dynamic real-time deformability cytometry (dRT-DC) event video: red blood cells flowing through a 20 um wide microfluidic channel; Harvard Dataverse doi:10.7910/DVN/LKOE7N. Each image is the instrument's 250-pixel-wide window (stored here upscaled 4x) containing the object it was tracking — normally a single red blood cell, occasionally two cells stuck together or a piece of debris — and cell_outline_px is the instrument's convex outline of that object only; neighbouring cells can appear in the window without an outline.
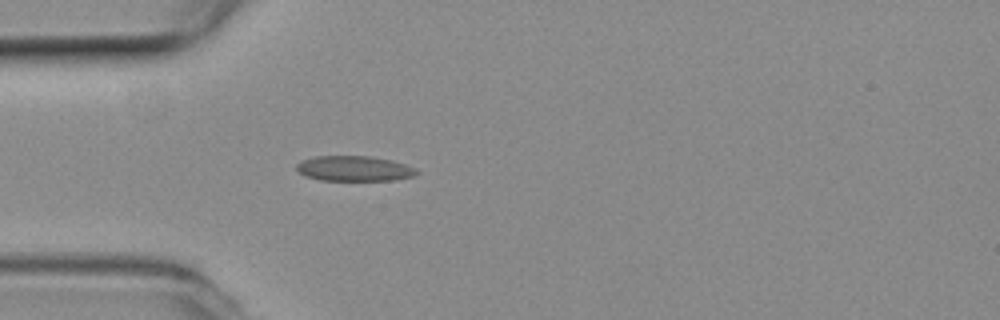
{"species": "common noctule bat (a hibernating species)", "species_latin": "Nyctalus noctula", "temperature_condition": "room temperature", "stored_images_in_passage": 39, "camera_frame_rate_fps": 3000, "um_per_image_px": 0.085, "animal": {"sex": "female", "body_mass_g": 19.3, "forearm_length_mm": 54.1}, "frame": {"image": 1, "passage_image": 1, "time_ms": 0.0, "image_size_px": [1000, 320], "cell_outline_px": [[420, 172], [412, 176], [392, 180], [320, 180], [304, 176], [296, 168], [296, 164], [300, 160], [316, 156], [368, 156], [392, 160], [416, 168]], "centroid_in_image_um": [30.08, 14.32], "position_along_channel_um": 54.9, "area_um2": 17.63}}
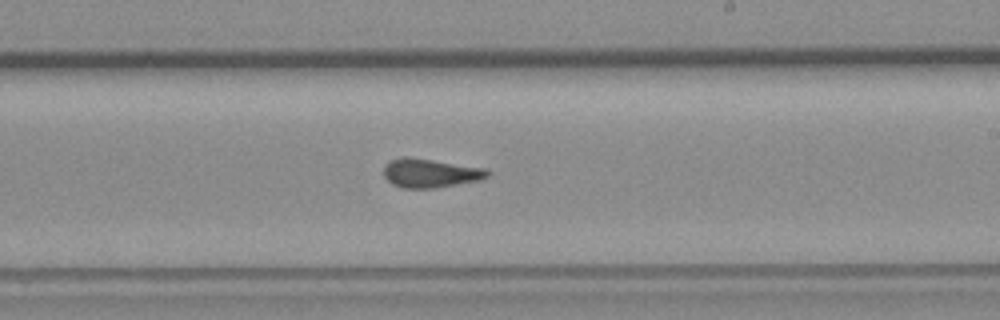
{"frame": {"image": 2, "passage_image": 17, "time_ms": 5.333, "image_size_px": [1000, 320], "cell_outline_px": [[492, 172], [488, 176], [480, 180], [432, 188], [400, 188], [392, 184], [384, 176], [384, 168], [392, 160], [404, 156], [488, 168]], "centroid_in_image_um": [36.61, 14.72], "position_along_channel_um": 252.4, "area_um2": 17.34}}
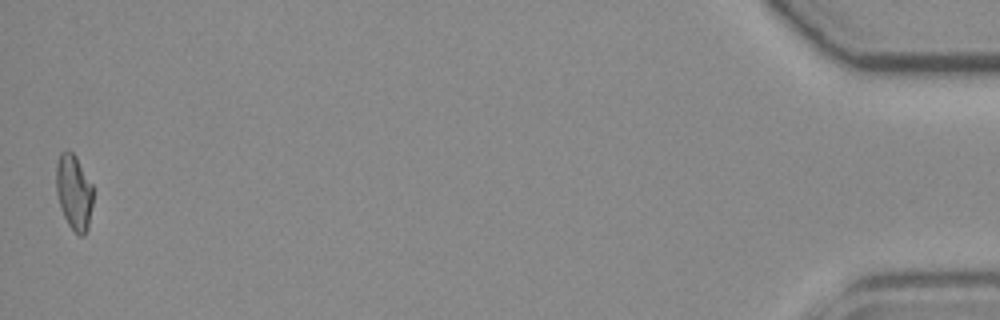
{"frame": {"image": 3, "passage_image": 39, "time_ms": 12.667, "image_size_px": [1000, 320], "cell_outline_px": [[92, 204], [88, 228], [84, 236], [80, 236], [68, 224], [60, 208], [56, 192], [56, 164], [60, 152], [72, 152], [76, 156], [92, 184]], "centroid_in_image_um": [6.27, 16.34], "position_along_channel_um": 428.9, "area_um2": 16.13}, "authors_computed_cell_mechanics": {"area_um2": 16.762, "velocity_mm_per_s": 3.794, "shape_relaxation_time_tau1_ms": null, "shape_relaxation_time_tau2_ms": 2.4147, "deformation_change_tau1": null, "deformation_change_tau2": 0.09}}